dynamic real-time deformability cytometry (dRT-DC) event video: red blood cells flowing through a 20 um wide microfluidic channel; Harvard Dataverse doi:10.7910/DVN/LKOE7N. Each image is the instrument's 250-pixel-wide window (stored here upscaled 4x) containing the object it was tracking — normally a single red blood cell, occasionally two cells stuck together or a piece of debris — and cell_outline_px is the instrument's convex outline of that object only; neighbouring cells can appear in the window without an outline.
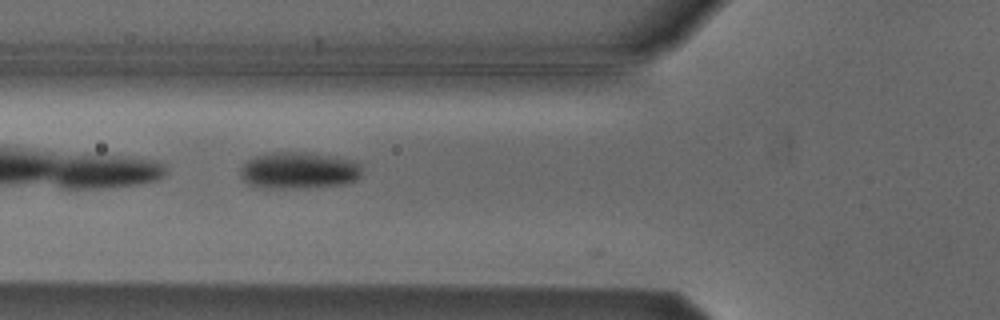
{"species": "Egyptian fruit bat (a non-hibernating species)", "species_latin": "Rousettus aegyptiacus", "temperature_condition": "cold", "stored_images_in_passage": 7, "camera_frame_rate_fps": 3000, "um_per_image_px": 0.085, "animal": {"sex": "male"}, "frame": {"image": 1, "passage_image": 6, "time_ms": 6.0, "image_size_px": [1000, 320], "cell_outline_px": [[360, 176], [356, 180], [340, 184], [284, 188], [272, 188], [252, 184], [244, 180], [240, 176], [240, 168], [248, 160], [256, 156], [272, 152], [304, 152], [332, 156], [352, 160], [360, 168]], "centroid_in_image_um": [25.36, 14.46], "position_along_channel_um": 100.4, "area_um2": 25.26}}
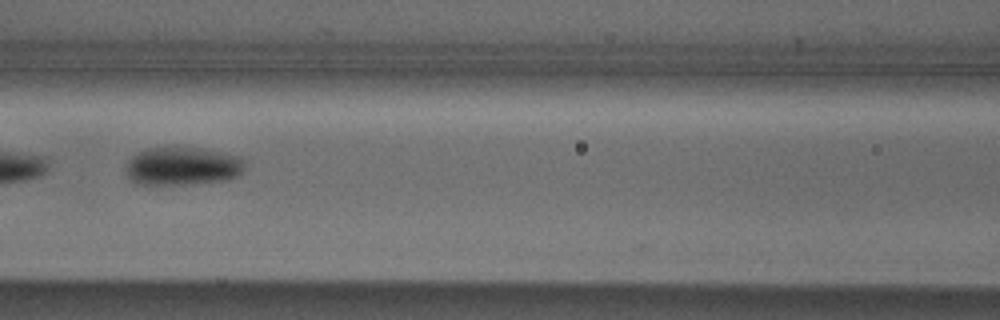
{"frame": {"image": 2, "passage_image": 7, "time_ms": 7.333, "image_size_px": [1000, 320], "cell_outline_px": [[244, 168], [236, 176], [224, 180], [184, 184], [136, 184], [128, 176], [128, 160], [136, 152], [148, 148], [200, 148], [240, 156], [244, 160]], "centroid_in_image_um": [15.51, 14.12], "position_along_channel_um": 151.1, "area_um2": 26.07}}